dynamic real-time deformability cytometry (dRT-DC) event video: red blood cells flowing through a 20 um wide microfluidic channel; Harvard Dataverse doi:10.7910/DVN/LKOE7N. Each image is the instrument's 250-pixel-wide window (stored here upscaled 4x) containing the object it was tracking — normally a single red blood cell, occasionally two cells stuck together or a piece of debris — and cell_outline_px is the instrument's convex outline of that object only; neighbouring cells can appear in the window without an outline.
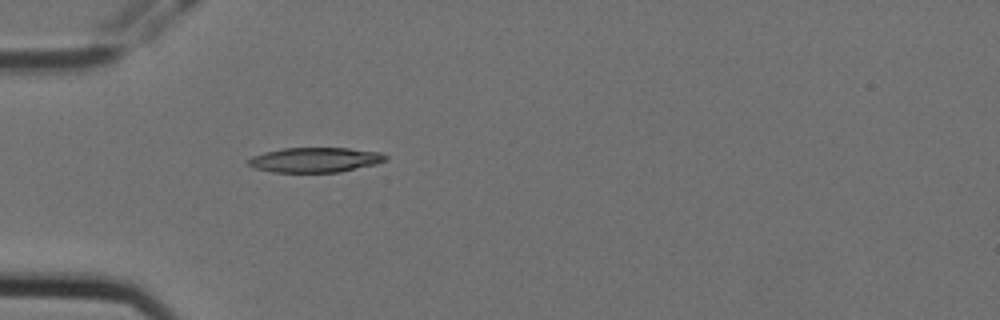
{"species": "Egyptian fruit bat (a non-hibernating species)", "species_latin": "Rousettus aegyptiacus", "temperature_condition": "cold", "stored_images_in_passage": 6, "camera_frame_rate_fps": 3000, "um_per_image_px": 0.085, "animal": {"sex": "female"}, "frame": {"image": 1, "passage_image": 6, "time_ms": 1.667, "image_size_px": [1000, 320], "cell_outline_px": [[388, 160], [376, 164], [340, 172], [272, 172], [256, 168], [248, 164], [248, 160], [252, 156], [264, 152], [284, 148], [348, 148], [380, 152], [388, 156]], "centroid_in_image_um": [26.82, 13.58], "position_along_channel_um": 58.2, "area_um2": 19.88}}